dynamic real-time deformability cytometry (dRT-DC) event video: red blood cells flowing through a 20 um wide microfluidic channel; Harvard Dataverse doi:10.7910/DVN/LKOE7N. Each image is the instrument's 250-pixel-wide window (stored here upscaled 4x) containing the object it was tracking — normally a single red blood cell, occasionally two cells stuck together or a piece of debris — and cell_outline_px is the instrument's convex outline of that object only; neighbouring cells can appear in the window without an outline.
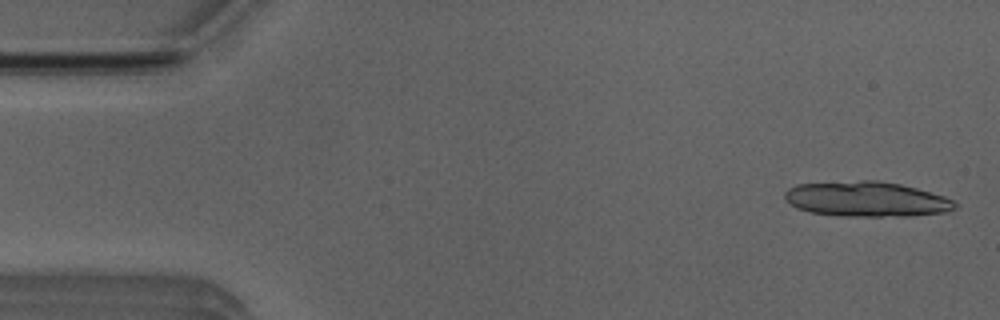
{"species": "Egyptian fruit bat (a non-hibernating species)", "species_latin": "Rousettus aegyptiacus", "temperature_condition": "room temperature", "stored_images_in_passage": 14, "camera_frame_rate_fps": 3000, "um_per_image_px": 0.085, "animal": {"sex": "male"}, "frame": {"image": 1, "passage_image": 2, "time_ms": 0.333, "image_size_px": [1000, 320], "cell_outline_px": [[960, 204], [956, 208], [948, 212], [908, 216], [836, 216], [808, 212], [796, 208], [784, 196], [784, 192], [788, 188], [796, 184], [860, 180], [876, 180], [900, 184], [916, 188], [944, 196]], "centroid_in_image_um": [73.66, 16.93], "position_along_channel_um": 11.3, "area_um2": 35.08}}